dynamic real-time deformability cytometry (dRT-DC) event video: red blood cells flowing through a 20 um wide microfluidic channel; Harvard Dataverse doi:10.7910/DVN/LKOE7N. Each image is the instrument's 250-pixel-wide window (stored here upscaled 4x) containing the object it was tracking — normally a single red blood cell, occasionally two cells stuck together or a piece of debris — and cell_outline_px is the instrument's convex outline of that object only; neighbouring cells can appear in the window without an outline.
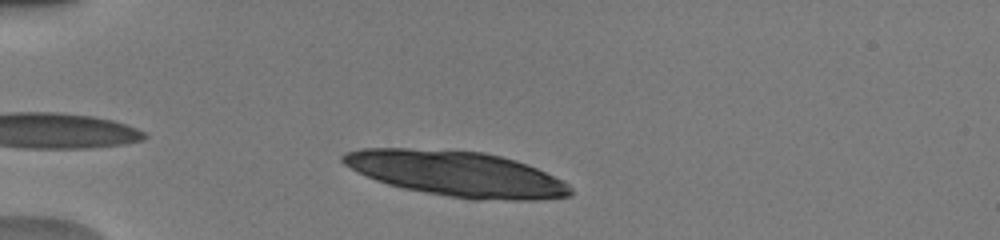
{"species": "human", "species_latin": "Homo sapiens", "temperature_condition": "warm", "stored_images_in_passage": 42, "camera_frame_rate_fps": 3000, "um_per_image_px": 0.085, "donor": {"sex": "male"}, "frame": {"image": 1, "passage_image": 5, "time_ms": 1.333, "image_size_px": [1000, 240], "cell_outline_px": [[572, 196], [536, 200], [472, 200], [404, 188], [388, 184], [376, 180], [344, 164], [340, 160], [340, 156], [344, 152], [360, 148], [408, 148], [484, 152], [516, 160], [528, 164], [564, 180], [572, 188]], "centroid_in_image_um": [38.86, 14.77], "position_along_channel_um": 46.1, "area_um2": 60.05}}